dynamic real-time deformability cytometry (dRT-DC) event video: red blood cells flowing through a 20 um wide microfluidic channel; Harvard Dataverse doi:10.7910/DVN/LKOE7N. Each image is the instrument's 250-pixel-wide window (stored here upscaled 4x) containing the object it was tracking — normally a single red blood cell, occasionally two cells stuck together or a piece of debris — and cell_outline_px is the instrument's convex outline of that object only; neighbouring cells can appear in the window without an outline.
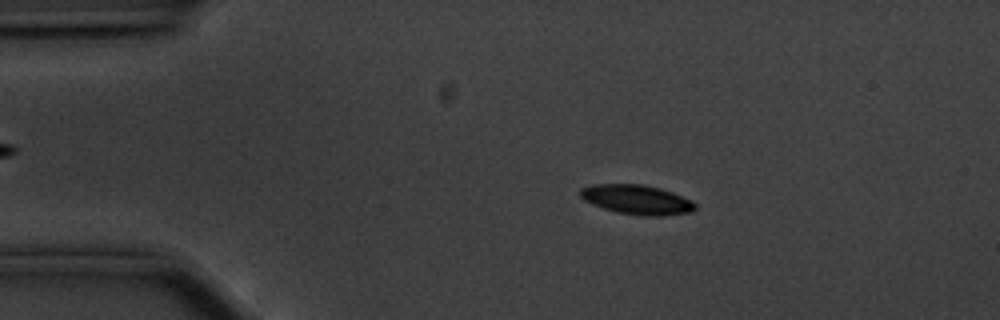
{"species": "common noctule bat (a hibernating species)", "species_latin": "Nyctalus noctula", "temperature_condition": "cold", "stored_images_in_passage": 56, "camera_frame_rate_fps": 3000, "um_per_image_px": 0.085, "animal": {"sex": "male", "body_mass_g": 20.1, "forearm_length_mm": 53.5}, "frame": {"image": 1, "passage_image": 10, "time_ms": 3.0, "image_size_px": [1000, 320], "cell_outline_px": [[696, 208], [692, 212], [660, 216], [644, 216], [616, 212], [592, 204], [584, 200], [580, 196], [580, 188], [592, 184], [644, 184], [660, 188], [672, 192], [692, 200], [696, 204]], "centroid_in_image_um": [54.14, 16.96], "position_along_channel_um": 30.9, "area_um2": 19.88}}
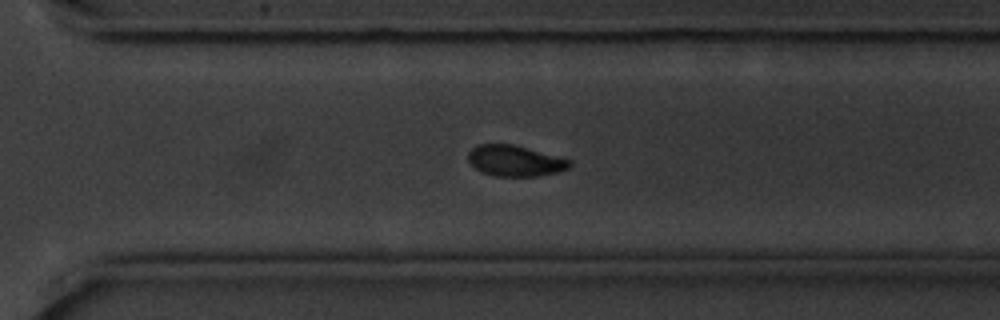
{"frame": {"image": 2, "passage_image": 39, "time_ms": 12.667, "image_size_px": [1000, 320], "cell_outline_px": [[572, 164], [568, 168], [556, 172], [536, 176], [496, 176], [484, 172], [476, 168], [468, 160], [468, 152], [472, 148], [480, 144], [512, 144], [572, 160]], "centroid_in_image_um": [43.78, 13.66], "position_along_channel_um": 326.8, "area_um2": 17.98}}
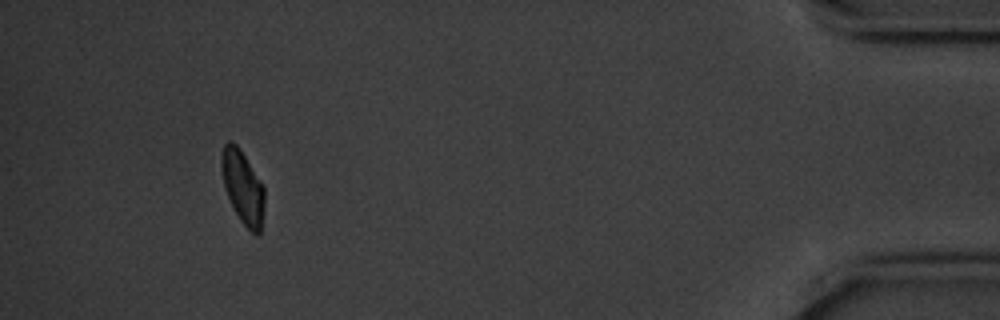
{"frame": {"image": 3, "passage_image": 52, "time_ms": 17.0, "image_size_px": [1000, 320], "cell_outline_px": [[264, 208], [260, 232], [256, 236], [240, 220], [224, 188], [220, 164], [220, 156], [224, 144], [228, 140], [232, 140], [240, 148], [264, 184]], "centroid_in_image_um": [20.63, 15.84], "position_along_channel_um": 414.6, "area_um2": 18.55}}